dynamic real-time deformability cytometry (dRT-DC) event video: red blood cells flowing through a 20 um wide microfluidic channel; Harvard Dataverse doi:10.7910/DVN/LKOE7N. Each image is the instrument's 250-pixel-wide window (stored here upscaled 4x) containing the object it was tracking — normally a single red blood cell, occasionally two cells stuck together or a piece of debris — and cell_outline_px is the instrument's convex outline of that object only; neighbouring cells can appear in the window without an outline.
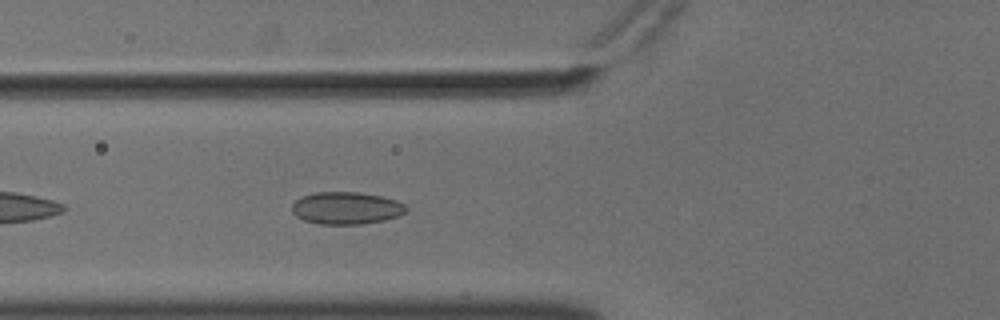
{"species": "common noctule bat (a hibernating species)", "species_latin": "Nyctalus noctula", "temperature_condition": "cold", "stored_images_in_passage": 38, "camera_frame_rate_fps": 3000, "um_per_image_px": 0.085, "animal": {"sex": "male", "body_mass_g": 18.8}, "frame": {"image": 1, "passage_image": 6, "time_ms": 1.667, "image_size_px": [1000, 320], "cell_outline_px": [[408, 208], [400, 216], [384, 220], [360, 224], [320, 224], [304, 220], [296, 216], [292, 212], [292, 204], [296, 200], [304, 196], [316, 192], [360, 192], [380, 196], [396, 200], [404, 204]], "centroid_in_image_um": [29.44, 17.69], "position_along_channel_um": 96.4, "area_um2": 21.44}}
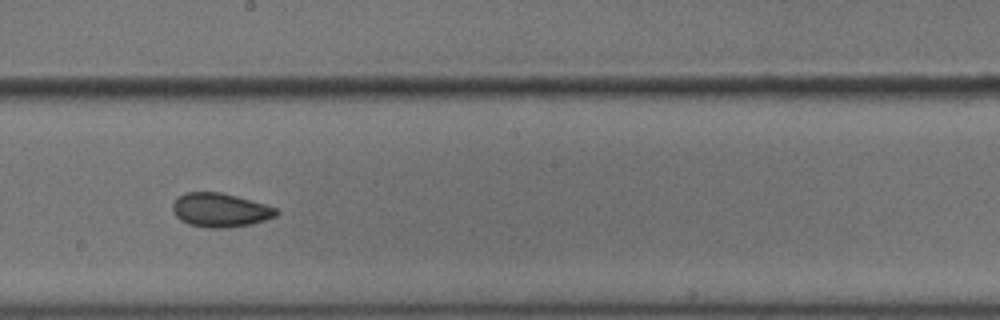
{"frame": {"image": 2, "passage_image": 17, "time_ms": 5.333, "image_size_px": [1000, 320], "cell_outline_px": [[280, 212], [276, 216], [252, 224], [228, 228], [208, 228], [188, 224], [180, 220], [176, 216], [172, 208], [172, 204], [184, 192], [220, 192], [236, 196], [264, 204], [276, 208]], "centroid_in_image_um": [18.71, 17.87], "position_along_channel_um": 229.5, "area_um2": 20.46}}
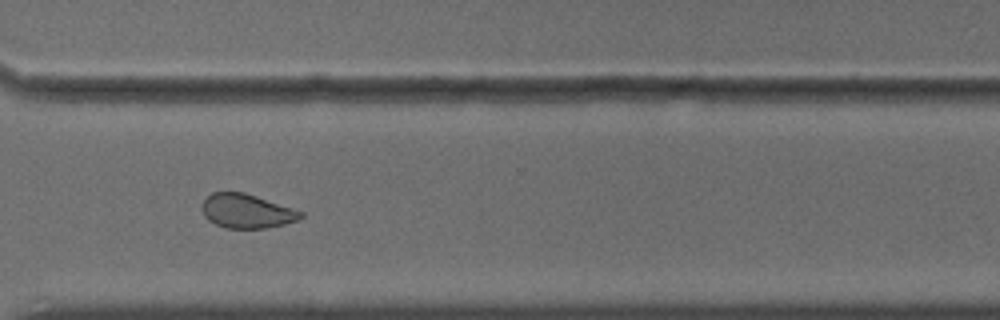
{"frame": {"image": 3, "passage_image": 27, "time_ms": 8.667, "image_size_px": [1000, 320], "cell_outline_px": [[304, 216], [300, 220], [268, 228], [228, 228], [216, 224], [208, 220], [204, 216], [200, 208], [200, 204], [212, 192], [244, 192], [304, 212]], "centroid_in_image_um": [20.96, 17.95], "position_along_channel_um": 349.6, "area_um2": 19.71}, "authors_computed_cell_mechanics": {"area_um2": 20.4612, "velocity_mm_per_s": 3.6092, "shape_relaxation_time_tau1_ms": null, "shape_relaxation_time_tau2_ms": 1.4655, "deformation_change_tau1": null, "deformation_change_tau2": 0.048}}